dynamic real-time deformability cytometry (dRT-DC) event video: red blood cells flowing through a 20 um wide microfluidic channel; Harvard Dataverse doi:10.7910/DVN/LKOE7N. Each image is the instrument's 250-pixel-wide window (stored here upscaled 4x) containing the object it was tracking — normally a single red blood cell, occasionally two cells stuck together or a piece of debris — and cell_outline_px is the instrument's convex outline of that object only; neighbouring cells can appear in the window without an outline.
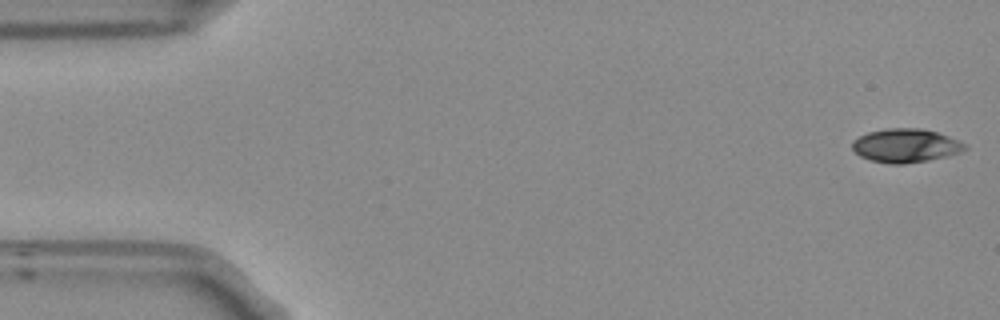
{"species": "Egyptian fruit bat (a non-hibernating species)", "species_latin": "Rousettus aegyptiacus", "temperature_condition": "room temperature", "stored_images_in_passage": 53, "camera_frame_rate_fps": 3000, "um_per_image_px": 0.085, "frame": {"image": 1, "passage_image": 1, "time_ms": 0.0, "image_size_px": [1000, 320], "cell_outline_px": [[968, 148], [960, 152], [928, 160], [904, 164], [888, 164], [872, 160], [860, 156], [852, 148], [852, 140], [868, 132], [884, 128], [920, 128], [936, 132], [948, 136], [968, 144]], "centroid_in_image_um": [76.97, 12.37], "position_along_channel_um": 8.0, "area_um2": 22.08}}
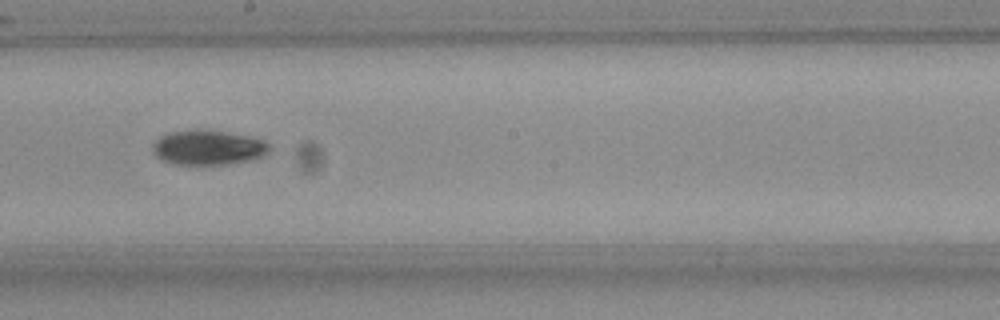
{"frame": {"image": 2, "passage_image": 29, "time_ms": 9.333, "image_size_px": [1000, 320], "cell_outline_px": [[272, 152], [264, 156], [248, 160], [228, 164], [176, 164], [164, 160], [156, 156], [152, 152], [152, 144], [160, 136], [172, 132], [224, 132], [248, 136], [264, 140], [272, 148]], "centroid_in_image_um": [17.74, 12.58], "position_along_channel_um": 230.5, "area_um2": 23.0}}
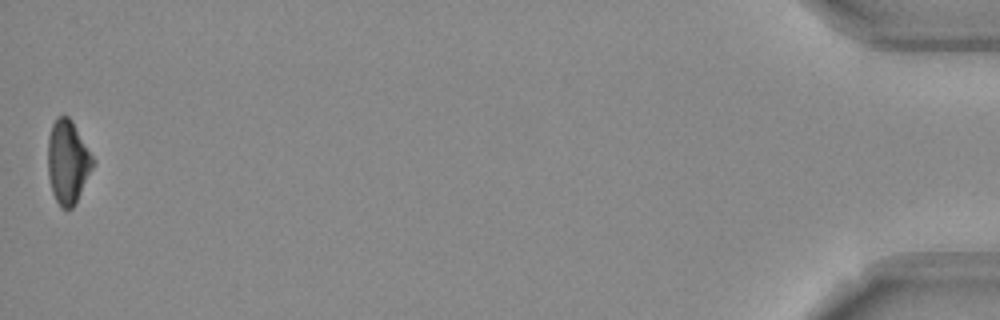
{"frame": {"image": 3, "passage_image": 53, "time_ms": 17.333, "image_size_px": [1000, 320], "cell_outline_px": [[96, 160], [72, 208], [60, 208], [52, 192], [48, 176], [48, 136], [52, 124], [56, 116], [68, 116], [72, 120]], "centroid_in_image_um": [5.75, 13.72], "position_along_channel_um": 429.5, "area_um2": 21.85}, "authors_computed_cell_mechanics": {"area_um2": 22.5998, "velocity_mm_per_s": 3.7501, "shape_relaxation_time_tau1_ms": 3.3252, "shape_relaxation_time_tau2_ms": null, "deformation_change_tau1": 0.1291, "deformation_change_tau2": null}}